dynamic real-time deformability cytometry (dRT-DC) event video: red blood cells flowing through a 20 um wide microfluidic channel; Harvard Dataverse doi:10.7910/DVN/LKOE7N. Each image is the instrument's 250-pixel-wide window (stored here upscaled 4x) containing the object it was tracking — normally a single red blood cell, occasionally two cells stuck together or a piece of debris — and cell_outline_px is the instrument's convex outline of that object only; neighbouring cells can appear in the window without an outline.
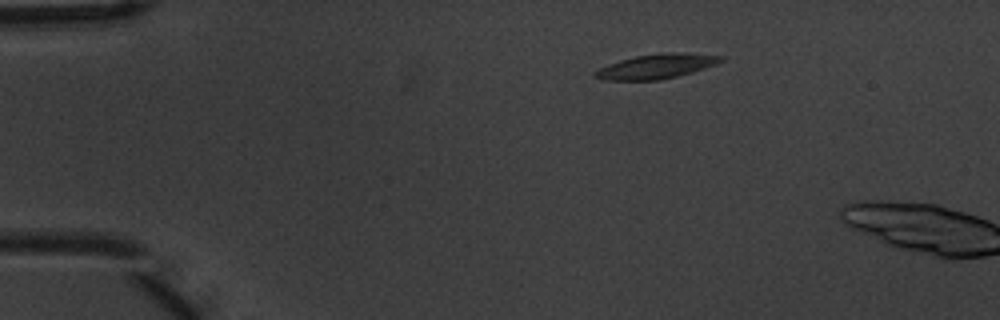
{"species": "common noctule bat (a hibernating species)", "species_latin": "Nyctalus noctula", "temperature_condition": "warm", "stored_images_in_passage": 3, "camera_frame_rate_fps": 3000, "um_per_image_px": 0.085, "animal": {"sex": "male", "body_mass_g": 20.1, "forearm_length_mm": 53.5}, "frame": {"image": 1, "passage_image": 2, "time_ms": 0.333, "image_size_px": [1000, 320], "cell_outline_px": [[724, 60], [716, 64], [692, 72], [660, 80], [604, 80], [592, 76], [592, 72], [608, 64], [620, 60], [636, 56], [724, 56]], "centroid_in_image_um": [55.61, 5.73], "position_along_channel_um": 29.4, "area_um2": 16.53}}